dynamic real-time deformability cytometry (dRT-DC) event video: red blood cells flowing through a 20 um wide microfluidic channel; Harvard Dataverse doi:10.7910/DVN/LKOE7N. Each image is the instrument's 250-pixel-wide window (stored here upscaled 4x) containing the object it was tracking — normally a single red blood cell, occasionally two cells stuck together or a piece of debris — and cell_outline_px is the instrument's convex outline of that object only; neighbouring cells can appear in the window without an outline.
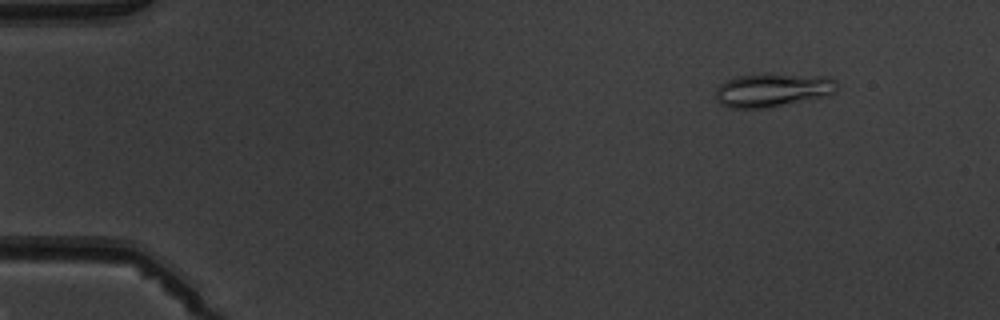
{"species": "common noctule bat (a hibernating species)", "species_latin": "Nyctalus noctula", "temperature_condition": "warm", "stored_images_in_passage": 4, "camera_frame_rate_fps": 3000, "um_per_image_px": 0.085, "animal": {"sex": "male", "body_mass_g": 19.5, "forearm_length_mm": 54.6}, "frame": {"image": 1, "passage_image": 2, "time_ms": 1.333, "image_size_px": [1000, 320], "cell_outline_px": [[836, 92], [828, 96], [764, 108], [728, 108], [720, 104], [716, 100], [716, 88], [720, 84], [736, 76], [752, 72], [768, 72], [828, 76], [836, 80]], "centroid_in_image_um": [65.67, 7.61], "position_along_channel_um": 19.3, "area_um2": 24.57}}